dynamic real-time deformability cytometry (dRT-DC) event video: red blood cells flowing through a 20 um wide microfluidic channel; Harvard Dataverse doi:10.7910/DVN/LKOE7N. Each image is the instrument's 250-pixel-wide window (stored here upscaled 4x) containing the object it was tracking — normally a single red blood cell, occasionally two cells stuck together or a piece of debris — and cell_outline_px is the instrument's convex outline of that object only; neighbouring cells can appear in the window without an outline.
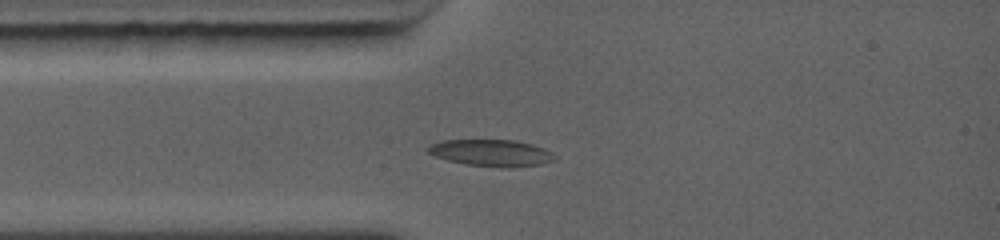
{"species": "common noctule bat (a hibernating species)", "species_latin": "Nyctalus noctula", "temperature_condition": "warm", "stored_images_in_passage": 20, "camera_frame_rate_fps": 5000, "um_per_image_px": 0.085, "animal": {"sex": "female", "body_mass_g": 19.0, "forearm_length_mm": 56.7}, "frame": {"image": 1, "passage_image": 4, "time_ms": 1.6, "image_size_px": [1000, 240], "cell_outline_px": [[552, 160], [540, 164], [508, 168], [500, 168], [468, 164], [448, 160], [436, 156], [428, 152], [428, 148], [432, 144], [444, 140], [512, 140], [528, 144], [540, 148], [548, 152]], "centroid_in_image_um": [41.67, 13.0], "position_along_channel_um": 43.3, "area_um2": 18.96}}
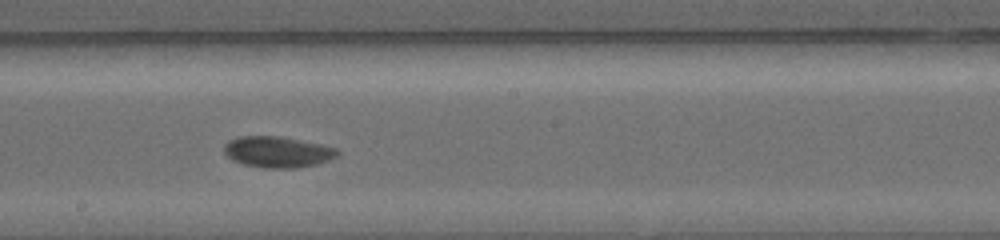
{"frame": {"image": 2, "passage_image": 12, "time_ms": 5.8, "image_size_px": [1000, 240], "cell_outline_px": [[340, 152], [336, 156], [328, 160], [316, 164], [296, 168], [264, 168], [240, 164], [232, 160], [224, 152], [224, 148], [232, 140], [240, 136], [272, 136], [296, 140], [336, 148]], "centroid_in_image_um": [23.56, 12.94], "position_along_channel_um": 224.6, "area_um2": 20.0}}
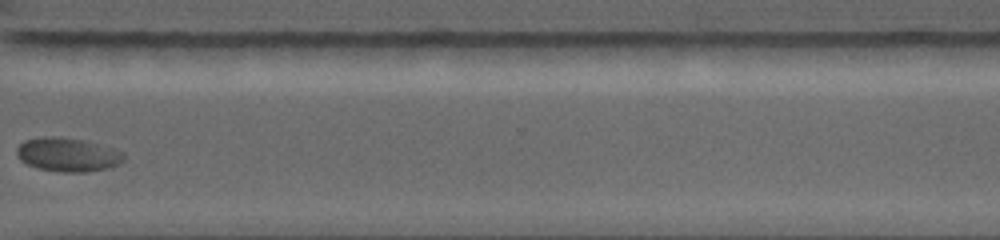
{"frame": {"image": 3, "passage_image": 18, "time_ms": 9.0, "image_size_px": [1000, 240], "cell_outline_px": [[128, 156], [120, 164], [108, 168], [88, 172], [60, 172], [36, 168], [20, 160], [16, 152], [16, 148], [24, 140], [44, 136], [60, 136], [84, 140], [124, 152]], "centroid_in_image_um": [5.77, 13.14], "position_along_channel_um": 364.8, "area_um2": 21.39}, "authors_computed_cell_mechanics": {"area_um2": 19.9699, "velocity_mm_per_s": 4.3548, "shape_relaxation_time_tau1_ms": 3.9566, "shape_relaxation_time_tau2_ms": null, "deformation_change_tau1": 0.1273, "deformation_change_tau2": null}}